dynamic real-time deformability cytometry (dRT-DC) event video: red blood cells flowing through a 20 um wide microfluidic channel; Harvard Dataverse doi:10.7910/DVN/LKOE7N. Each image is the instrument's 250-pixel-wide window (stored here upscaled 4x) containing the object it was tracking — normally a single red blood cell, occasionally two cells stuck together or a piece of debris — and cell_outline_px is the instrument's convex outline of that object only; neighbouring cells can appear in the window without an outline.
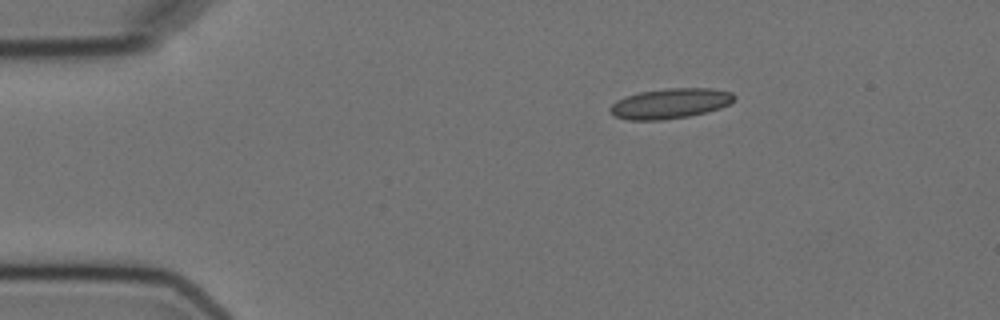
{"species": "Egyptian fruit bat (a non-hibernating species)", "species_latin": "Rousettus aegyptiacus", "temperature_condition": "cold", "stored_images_in_passage": 3, "camera_frame_rate_fps": 3000, "um_per_image_px": 0.085, "animal": {"sex": "female"}, "frame": {"image": 1, "passage_image": 3, "time_ms": 2.333, "image_size_px": [1000, 320], "cell_outline_px": [[736, 96], [728, 104], [720, 108], [688, 116], [660, 120], [628, 120], [616, 116], [608, 108], [616, 100], [624, 96], [640, 92], [668, 88], [712, 88], [732, 92]], "centroid_in_image_um": [56.95, 8.78], "position_along_channel_um": 28.1, "area_um2": 21.68}}